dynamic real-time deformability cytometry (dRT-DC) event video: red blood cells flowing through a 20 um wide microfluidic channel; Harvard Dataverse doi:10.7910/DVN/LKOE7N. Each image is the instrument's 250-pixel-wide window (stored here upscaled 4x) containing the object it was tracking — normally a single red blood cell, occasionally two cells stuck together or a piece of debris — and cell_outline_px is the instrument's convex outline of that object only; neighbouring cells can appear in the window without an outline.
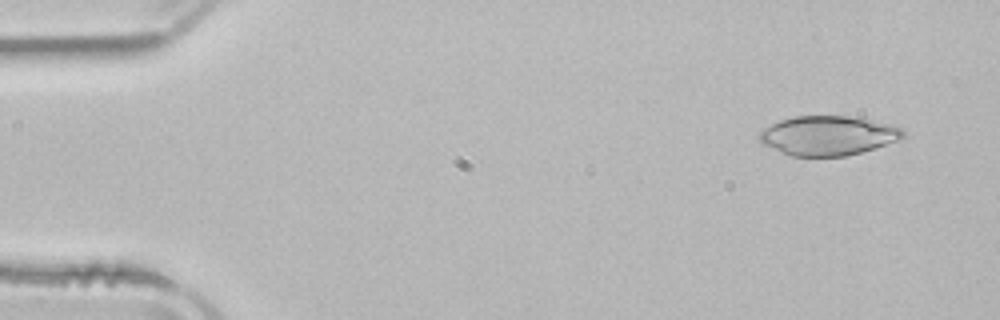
{"species": "common noctule bat (a hibernating species)", "species_latin": "Nyctalus noctula", "temperature_condition": "room temperature", "stored_images_in_passage": 49, "camera_frame_rate_fps": 3000, "um_per_image_px": 0.085, "animal": {"sex": "male", "body_mass_g": 21.5, "forearm_length_mm": 52.0}, "frame": {"image": 1, "passage_image": 1, "time_ms": 0.0, "image_size_px": [1000, 320], "cell_outline_px": [[904, 140], [860, 152], [844, 156], [792, 156], [780, 152], [764, 144], [756, 136], [764, 128], [780, 120], [792, 116], [848, 116], [872, 120], [892, 124], [900, 128], [904, 132]], "centroid_in_image_um": [70.41, 11.52], "position_along_channel_um": 14.6, "area_um2": 33.12}}
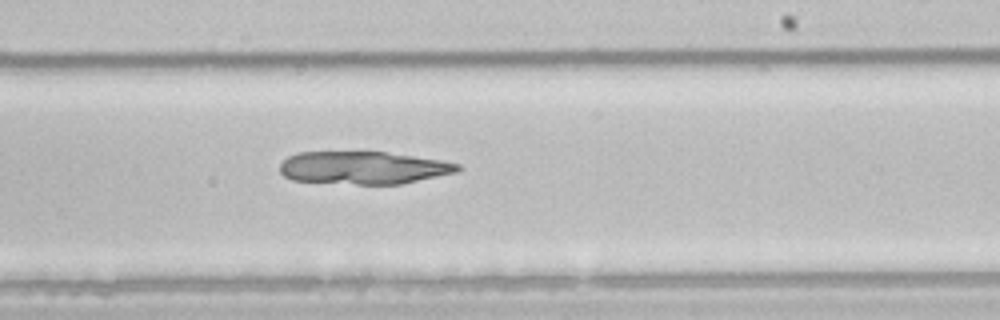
{"frame": {"image": 2, "passage_image": 28, "time_ms": 9.0, "image_size_px": [1000, 320], "cell_outline_px": [[460, 168], [456, 172], [400, 184], [356, 184], [292, 180], [284, 176], [280, 172], [280, 164], [288, 156], [296, 152], [388, 152], [440, 160], [460, 164]], "centroid_in_image_um": [30.85, 14.25], "position_along_channel_um": 258.2, "area_um2": 33.7}}
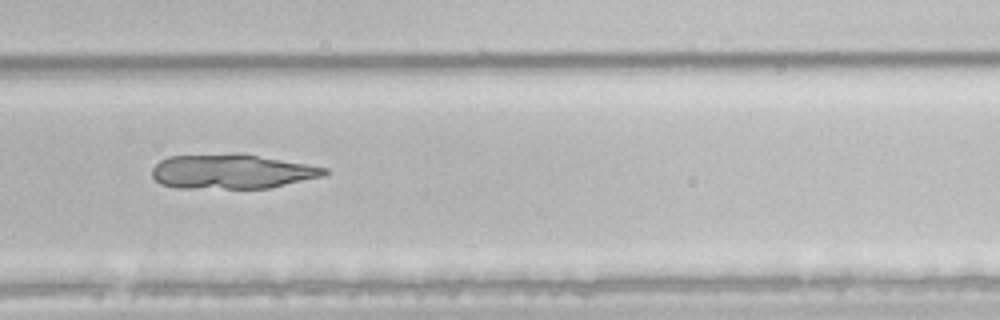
{"frame": {"image": 3, "passage_image": 32, "time_ms": 10.333, "image_size_px": [1000, 320], "cell_outline_px": [[328, 172], [324, 176], [272, 188], [176, 188], [160, 184], [152, 176], [152, 168], [160, 160], [168, 156], [240, 152], [244, 152], [308, 164], [328, 168]], "centroid_in_image_um": [19.73, 14.56], "position_along_channel_um": 310.1, "area_um2": 35.55}}